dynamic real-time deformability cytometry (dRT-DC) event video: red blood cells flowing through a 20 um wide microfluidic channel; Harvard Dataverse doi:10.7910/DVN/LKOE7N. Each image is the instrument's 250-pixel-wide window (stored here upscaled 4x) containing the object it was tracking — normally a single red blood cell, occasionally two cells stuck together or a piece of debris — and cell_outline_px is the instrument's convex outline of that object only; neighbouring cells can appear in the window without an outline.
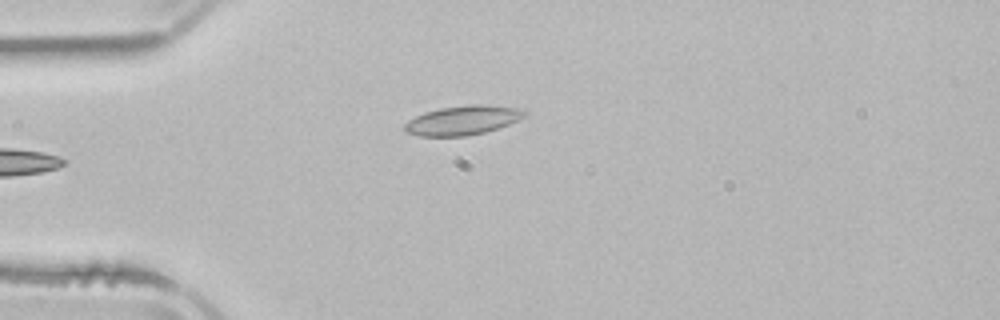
{"species": "common noctule bat (a hibernating species)", "species_latin": "Nyctalus noctula", "temperature_condition": "room temperature", "stored_images_in_passage": 6, "camera_frame_rate_fps": 3000, "um_per_image_px": 0.085, "animal": {"sex": "male", "body_mass_g": 21.5, "forearm_length_mm": 52.0}, "frame": {"image": 1, "passage_image": 6, "time_ms": 7.333, "image_size_px": [1000, 320], "cell_outline_px": [[528, 112], [524, 116], [508, 124], [484, 132], [464, 136], [420, 136], [404, 132], [404, 124], [408, 120], [424, 112], [440, 108], [472, 104], [484, 104], [524, 108]], "centroid_in_image_um": [39.32, 10.21], "position_along_channel_um": 45.7, "area_um2": 20.46}}